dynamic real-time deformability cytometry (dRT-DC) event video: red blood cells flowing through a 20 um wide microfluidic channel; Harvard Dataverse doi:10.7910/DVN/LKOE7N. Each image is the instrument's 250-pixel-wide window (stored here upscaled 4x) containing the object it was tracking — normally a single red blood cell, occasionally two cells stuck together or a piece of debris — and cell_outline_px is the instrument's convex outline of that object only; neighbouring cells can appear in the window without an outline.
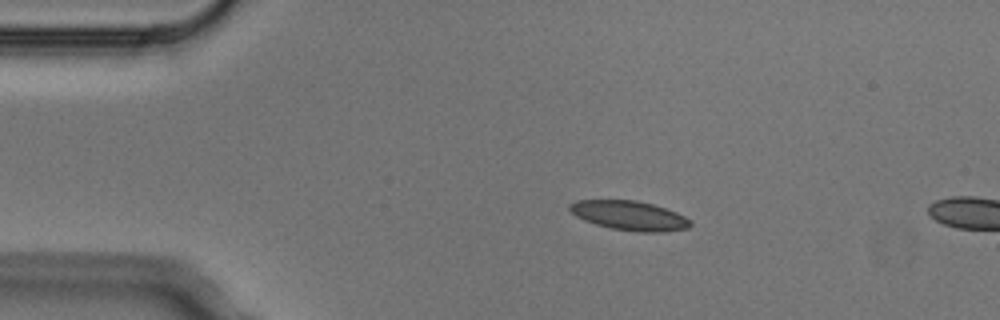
{"species": "Egyptian fruit bat (a non-hibernating species)", "species_latin": "Rousettus aegyptiacus", "temperature_condition": "cold", "stored_images_in_passage": 2, "camera_frame_rate_fps": 3000, "um_per_image_px": 0.085, "animal": {"sex": "male"}, "frame": {"image": 1, "passage_image": 1, "time_ms": 0.0, "image_size_px": [1000, 320], "cell_outline_px": [[692, 224], [688, 228], [668, 232], [640, 232], [612, 228], [596, 224], [584, 220], [576, 216], [568, 208], [568, 204], [576, 200], [636, 200], [652, 204], [676, 212], [692, 220]], "centroid_in_image_um": [53.52, 18.32], "position_along_channel_um": 31.5, "area_um2": 20.69}}